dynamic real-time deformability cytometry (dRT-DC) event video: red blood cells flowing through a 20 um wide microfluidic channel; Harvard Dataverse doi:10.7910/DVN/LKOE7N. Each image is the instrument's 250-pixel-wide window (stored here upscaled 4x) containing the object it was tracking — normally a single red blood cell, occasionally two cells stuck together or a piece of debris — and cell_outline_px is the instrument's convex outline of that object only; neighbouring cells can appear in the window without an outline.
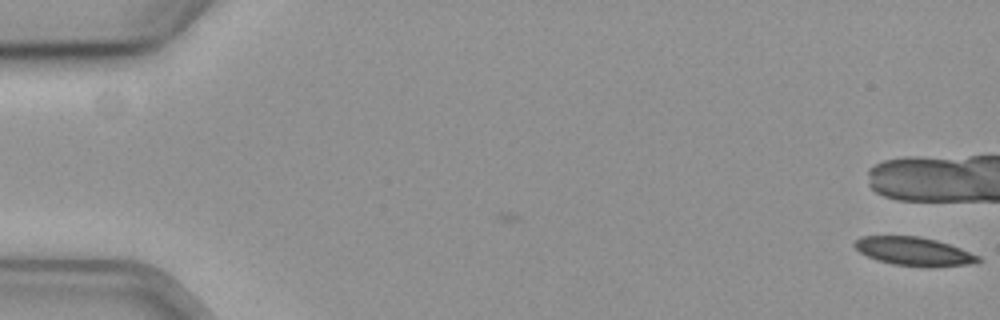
{"species": "common noctule bat (a hibernating species)", "species_latin": "Nyctalus noctula", "temperature_condition": "cold", "stored_images_in_passage": 7, "camera_frame_rate_fps": 3000, "um_per_image_px": 0.085, "animal": {"sex": "female", "body_mass_g": 19.3, "forearm_length_mm": 54.1}, "frame": {"image": 1, "passage_image": 7, "time_ms": 2.0, "image_size_px": [1000, 320], "cell_outline_px": [[980, 260], [968, 264], [928, 268], [892, 264], [868, 256], [860, 252], [852, 244], [860, 236], [920, 236], [936, 240], [960, 248], [980, 256]], "centroid_in_image_um": [77.67, 21.37], "position_along_channel_um": 7.3, "area_um2": 20.46}}